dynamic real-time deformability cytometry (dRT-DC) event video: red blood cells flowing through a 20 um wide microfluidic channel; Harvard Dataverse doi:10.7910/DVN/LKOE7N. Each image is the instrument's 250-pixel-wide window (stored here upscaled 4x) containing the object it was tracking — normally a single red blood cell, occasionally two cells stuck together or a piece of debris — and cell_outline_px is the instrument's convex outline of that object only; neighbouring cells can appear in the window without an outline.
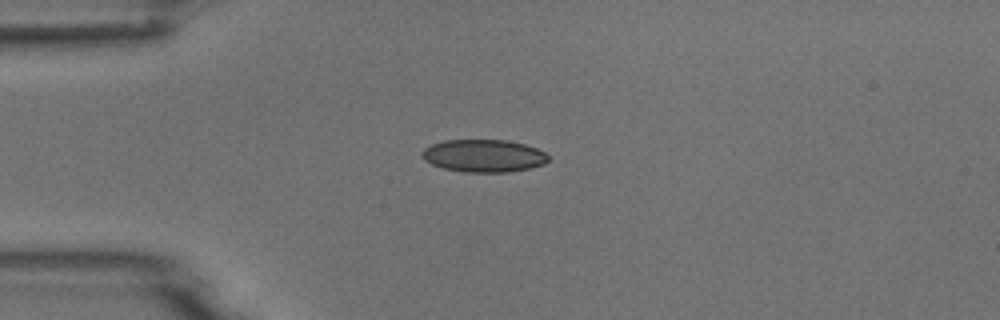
{"species": "common noctule bat (a hibernating species)", "species_latin": "Nyctalus noctula", "temperature_condition": "room temperature", "stored_images_in_passage": 3, "camera_frame_rate_fps": 3000, "um_per_image_px": 0.085, "animal": {"sex": "male", "body_mass_g": 18.8}, "frame": {"image": 1, "passage_image": 1, "time_ms": 0.0, "image_size_px": [1000, 320], "cell_outline_px": [[548, 160], [544, 164], [528, 168], [508, 172], [464, 172], [444, 168], [432, 164], [424, 160], [420, 156], [420, 152], [424, 148], [432, 144], [444, 140], [508, 140], [524, 144], [536, 148], [544, 152], [548, 156]], "centroid_in_image_um": [41.08, 13.24], "position_along_channel_um": 43.9, "area_um2": 23.99}}
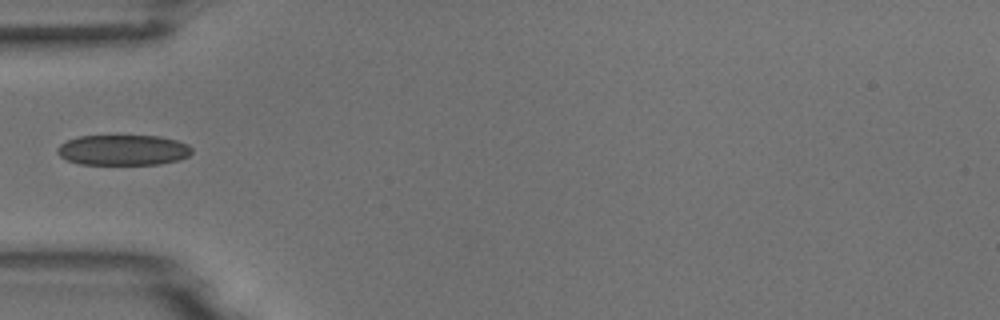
{"frame": {"image": 2, "passage_image": 2, "time_ms": 0.333, "image_size_px": [1000, 320], "cell_outline_px": [[192, 152], [188, 156], [180, 160], [160, 164], [80, 164], [68, 160], [60, 156], [56, 152], [56, 148], [60, 144], [68, 140], [80, 136], [160, 136], [176, 140], [188, 144], [192, 148]], "centroid_in_image_um": [10.48, 12.75], "position_along_channel_um": 74.5, "area_um2": 23.93}}